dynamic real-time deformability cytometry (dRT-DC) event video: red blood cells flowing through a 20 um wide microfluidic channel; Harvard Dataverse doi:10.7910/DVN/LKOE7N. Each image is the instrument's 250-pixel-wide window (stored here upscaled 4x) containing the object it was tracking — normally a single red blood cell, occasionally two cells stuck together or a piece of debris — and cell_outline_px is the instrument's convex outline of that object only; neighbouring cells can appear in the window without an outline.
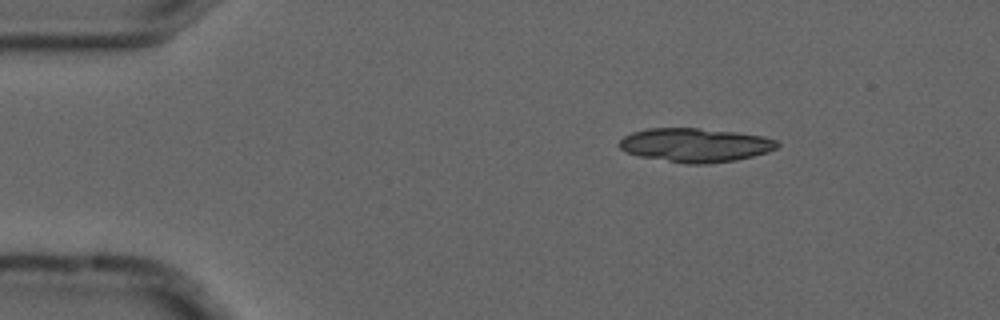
{"species": "common noctule bat (a hibernating species)", "species_latin": "Nyctalus noctula", "temperature_condition": "cold", "stored_images_in_passage": 4, "camera_frame_rate_fps": 3000, "um_per_image_px": 0.085, "animal": {"sex": "male", "forearm_length_mm": 52.5}, "frame": {"image": 1, "passage_image": 1, "time_ms": 0.0, "image_size_px": [1000, 320], "cell_outline_px": [[780, 144], [776, 148], [768, 152], [736, 160], [708, 164], [684, 164], [640, 156], [624, 152], [616, 144], [624, 136], [632, 132], [648, 128], [696, 128], [736, 132], [764, 136], [776, 140]], "centroid_in_image_um": [59.07, 12.33], "position_along_channel_um": 25.9, "area_um2": 31.39}}
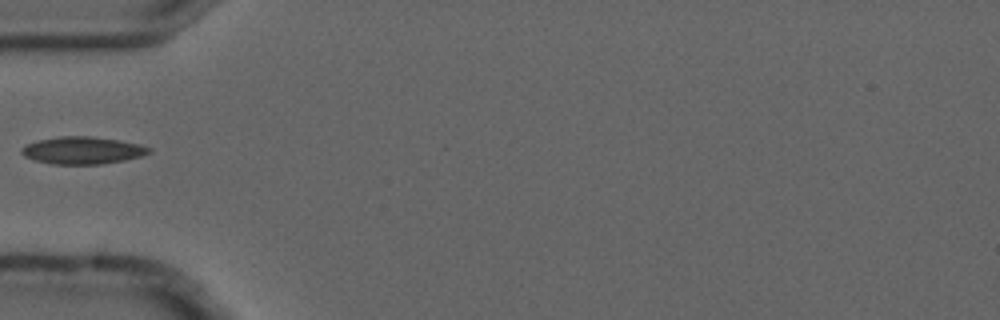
{"frame": {"image": 2, "passage_image": 4, "time_ms": 1.0, "image_size_px": [1000, 320], "cell_outline_px": [[152, 152], [140, 156], [124, 160], [100, 164], [52, 164], [36, 160], [24, 156], [20, 152], [20, 148], [36, 140], [60, 136], [92, 136], [120, 140], [140, 144], [152, 148]], "centroid_in_image_um": [7.02, 12.77], "position_along_channel_um": 78.0, "area_um2": 20.35}}